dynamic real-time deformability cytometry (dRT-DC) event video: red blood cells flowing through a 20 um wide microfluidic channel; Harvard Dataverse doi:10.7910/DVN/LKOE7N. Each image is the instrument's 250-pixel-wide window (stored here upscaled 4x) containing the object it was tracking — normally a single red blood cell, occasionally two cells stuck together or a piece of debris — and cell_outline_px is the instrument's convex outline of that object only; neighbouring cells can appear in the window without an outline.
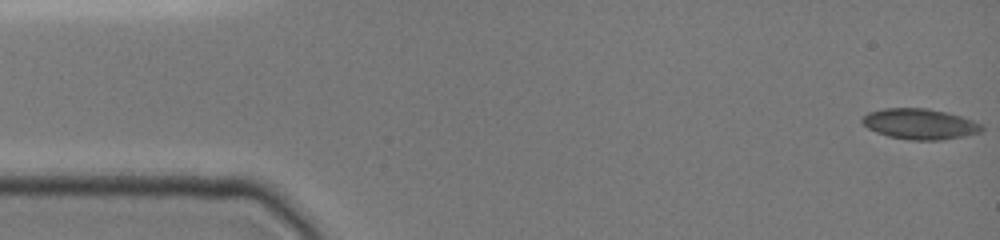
{"species": "common noctule bat (a hibernating species)", "species_latin": "Nyctalus noctula", "temperature_condition": "cold", "stored_images_in_passage": 21, "camera_frame_rate_fps": 3000, "um_per_image_px": 0.085, "animal": {"sex": "female", "body_mass_g": 19.0, "forearm_length_mm": 51.5}, "frame": {"image": 1, "passage_image": 1, "time_ms": 0.0, "image_size_px": [1000, 240], "cell_outline_px": [[984, 128], [980, 132], [964, 136], [940, 140], [908, 140], [888, 136], [876, 132], [868, 128], [860, 120], [868, 112], [884, 108], [928, 108], [948, 112], [972, 120], [980, 124]], "centroid_in_image_um": [78.17, 10.53], "position_along_channel_um": 6.8, "area_um2": 21.33}}
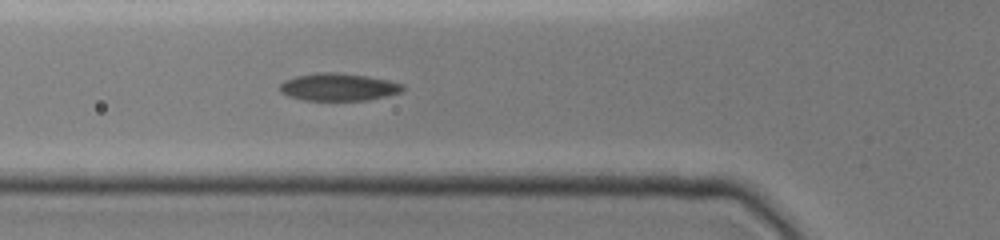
{"frame": {"image": 2, "passage_image": 15, "time_ms": 5.333, "image_size_px": [1000, 240], "cell_outline_px": [[404, 88], [400, 92], [368, 100], [304, 100], [288, 96], [280, 92], [280, 84], [284, 80], [296, 76], [316, 72], [336, 72], [368, 76], [388, 80], [404, 84]], "centroid_in_image_um": [28.74, 7.39], "position_along_channel_um": 97.1, "area_um2": 19.71}}
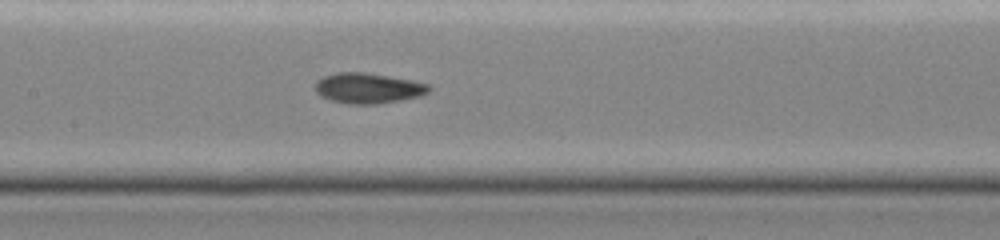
{"frame": {"image": 3, "passage_image": 21, "time_ms": 7.333, "image_size_px": [1000, 240], "cell_outline_px": [[432, 88], [428, 92], [420, 96], [400, 100], [376, 104], [348, 104], [332, 100], [320, 96], [316, 92], [316, 80], [324, 76], [336, 72], [364, 72], [412, 80], [428, 84]], "centroid_in_image_um": [31.28, 7.49], "position_along_channel_um": 176.1, "area_um2": 20.11}}